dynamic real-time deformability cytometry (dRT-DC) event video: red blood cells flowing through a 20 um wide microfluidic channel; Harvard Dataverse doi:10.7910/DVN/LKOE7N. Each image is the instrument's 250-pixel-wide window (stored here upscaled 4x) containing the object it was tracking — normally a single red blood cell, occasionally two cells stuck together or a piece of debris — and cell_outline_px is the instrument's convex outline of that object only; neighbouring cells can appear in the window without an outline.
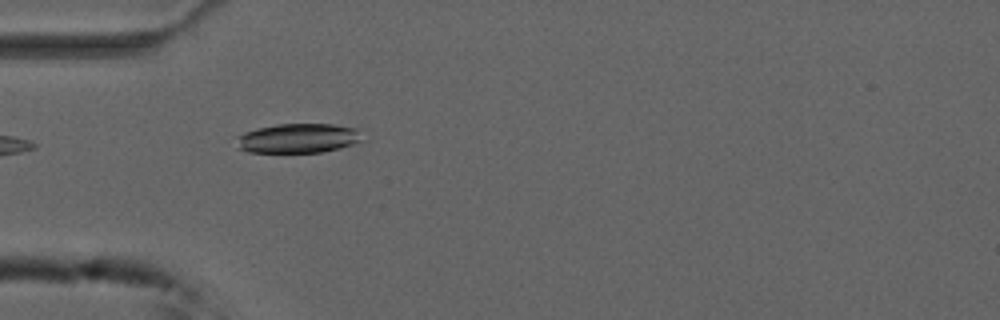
{"species": "common noctule bat (a hibernating species)", "species_latin": "Nyctalus noctula", "temperature_condition": "cold", "stored_images_in_passage": 3, "camera_frame_rate_fps": 3000, "um_per_image_px": 0.085, "animal": {"sex": "male", "forearm_length_mm": 52.5}, "frame": {"image": 1, "passage_image": 1, "time_ms": 0.0, "image_size_px": [1000, 320], "cell_outline_px": [[364, 140], [340, 148], [320, 152], [248, 152], [240, 148], [236, 136], [244, 132], [276, 124], [332, 124], [356, 128]], "centroid_in_image_um": [25.36, 11.75], "position_along_channel_um": 59.6, "area_um2": 21.39}}